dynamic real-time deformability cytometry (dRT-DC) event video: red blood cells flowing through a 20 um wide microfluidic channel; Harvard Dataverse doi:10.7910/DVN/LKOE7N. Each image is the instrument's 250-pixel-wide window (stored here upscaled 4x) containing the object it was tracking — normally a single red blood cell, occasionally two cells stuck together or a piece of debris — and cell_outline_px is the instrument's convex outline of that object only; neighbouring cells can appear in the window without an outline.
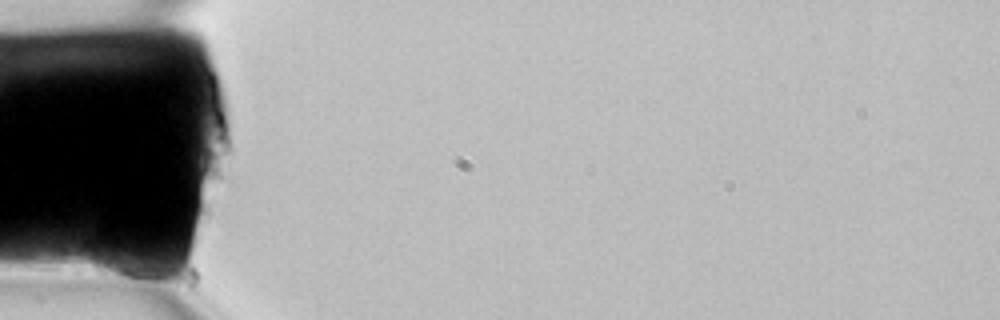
{"species": "common noctule bat (a hibernating species)", "species_latin": "Nyctalus noctula", "temperature_condition": "room temperature", "stored_images_in_passage": 3, "camera_frame_rate_fps": 3000, "um_per_image_px": 0.085, "animal": {"sex": "female", "body_mass_g": 22.7, "forearm_length_mm": 54.2}, "frame": {"image": 1, "passage_image": 1, "time_ms": 0.0, "image_size_px": [1000, 320], "cell_outline_px": [[160, 276], [156, 288], [144, 288], [92, 272], [88, 260], [96, 240], [104, 240], [140, 256], [160, 272]], "centroid_in_image_um": [10.41, 22.56], "position_along_channel_um": 74.6, "area_um2": 15.03}}